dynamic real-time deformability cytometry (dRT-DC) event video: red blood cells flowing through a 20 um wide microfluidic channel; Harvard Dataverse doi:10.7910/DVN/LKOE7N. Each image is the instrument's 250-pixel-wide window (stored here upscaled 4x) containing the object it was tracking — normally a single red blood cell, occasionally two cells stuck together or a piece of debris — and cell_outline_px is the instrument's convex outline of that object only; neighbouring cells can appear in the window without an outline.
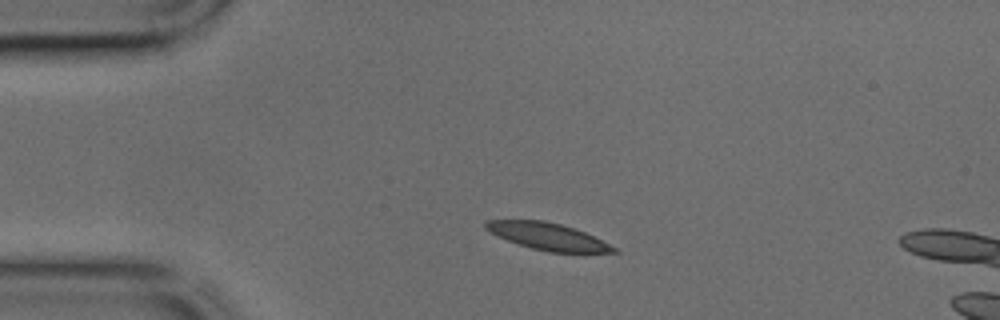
{"species": "common noctule bat (a hibernating species)", "species_latin": "Nyctalus noctula", "temperature_condition": "cold", "stored_images_in_passage": 40, "camera_frame_rate_fps": 3000, "um_per_image_px": 0.085, "animal": {"sex": "male", "body_mass_g": 17.9, "forearm_length_mm": 54.2}, "frame": {"image": 1, "passage_image": 5, "time_ms": 1.333, "image_size_px": [1000, 320], "cell_outline_px": [[620, 252], [584, 256], [548, 252], [532, 248], [508, 240], [484, 228], [484, 220], [544, 220], [560, 224], [584, 232], [616, 248]], "centroid_in_image_um": [46.68, 20.16], "position_along_channel_um": 38.3, "area_um2": 20.63}}
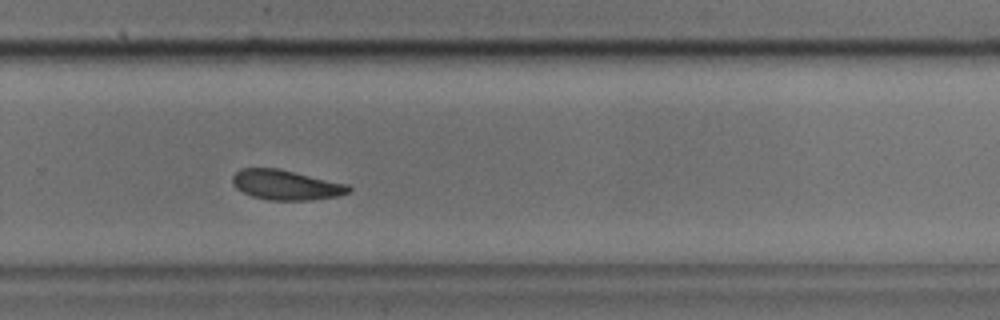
{"frame": {"image": 2, "passage_image": 25, "time_ms": 8.0, "image_size_px": [1000, 320], "cell_outline_px": [[352, 188], [348, 192], [336, 196], [308, 200], [268, 200], [252, 196], [236, 188], [232, 184], [232, 176], [240, 168], [280, 168], [348, 184]], "centroid_in_image_um": [24.28, 15.7], "position_along_channel_um": 305.5, "area_um2": 20.29}}
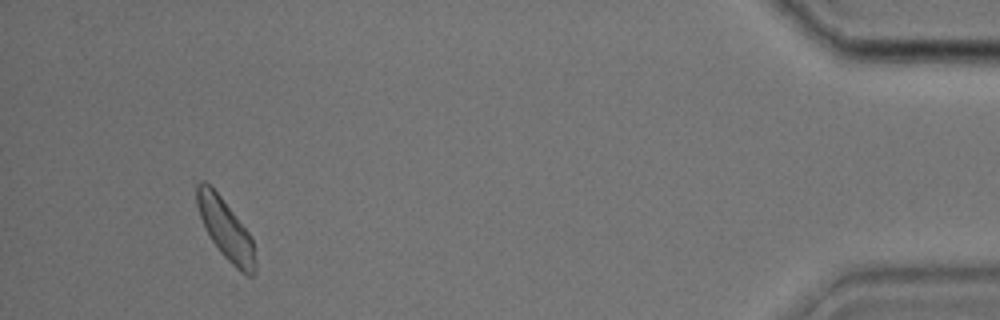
{"frame": {"image": 3, "passage_image": 37, "time_ms": 12.0, "image_size_px": [1000, 320], "cell_outline_px": [[256, 272], [252, 276], [248, 276], [240, 272], [220, 252], [204, 228], [196, 204], [196, 184], [200, 180], [204, 180], [220, 196], [252, 236], [256, 264]], "centroid_in_image_um": [19.18, 19.5], "position_along_channel_um": 416.0, "area_um2": 20.46}}